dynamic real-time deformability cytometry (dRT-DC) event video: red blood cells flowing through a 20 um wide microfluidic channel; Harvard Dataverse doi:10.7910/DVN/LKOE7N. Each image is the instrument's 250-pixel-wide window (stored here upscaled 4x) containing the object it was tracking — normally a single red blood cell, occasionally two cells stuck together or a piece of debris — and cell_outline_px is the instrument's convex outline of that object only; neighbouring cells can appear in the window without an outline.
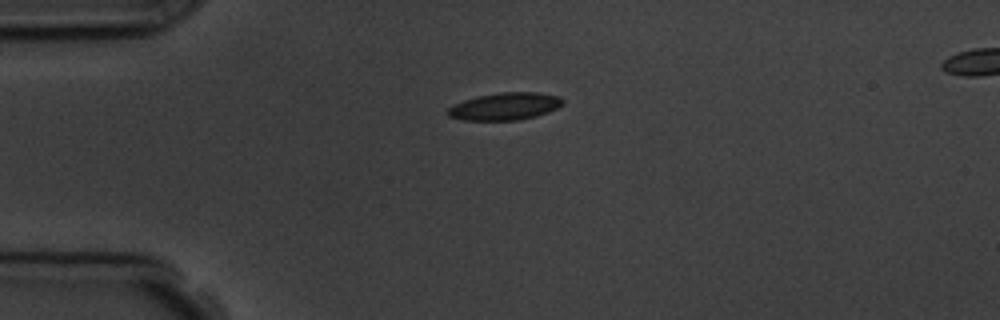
{"species": "common noctule bat (a hibernating species)", "species_latin": "Nyctalus noctula", "temperature_condition": "room temperature", "stored_images_in_passage": 3, "segment_of_instrument_passage": [1, 2], "camera_frame_rate_fps": 3000, "um_per_image_px": 0.085, "animal": {"sex": "male", "body_mass_g": 19.5, "forearm_length_mm": 54.6}, "frame": {"image": 1, "passage_image": 1, "time_ms": 0.0, "image_size_px": [1000, 320], "cell_outline_px": [[564, 104], [548, 112], [536, 116], [516, 120], [464, 120], [448, 116], [444, 112], [448, 108], [464, 100], [476, 96], [500, 92], [536, 92], [560, 96], [564, 100]], "centroid_in_image_um": [42.92, 9.03], "position_along_channel_um": 42.1, "area_um2": 18.38}}